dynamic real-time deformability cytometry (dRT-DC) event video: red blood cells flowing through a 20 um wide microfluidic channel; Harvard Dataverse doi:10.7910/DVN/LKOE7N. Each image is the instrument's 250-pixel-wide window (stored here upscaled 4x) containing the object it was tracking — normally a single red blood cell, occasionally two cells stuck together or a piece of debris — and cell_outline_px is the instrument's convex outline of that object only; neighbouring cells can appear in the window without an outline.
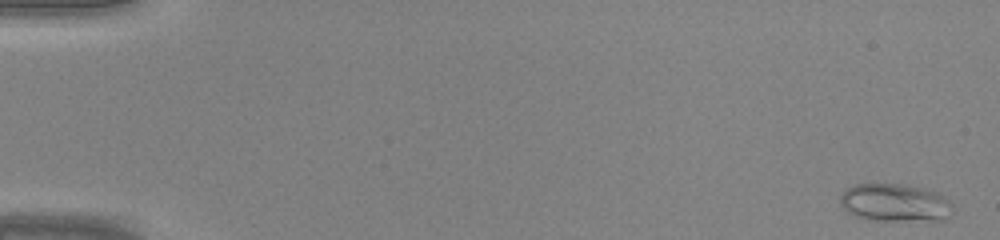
{"species": "common noctule bat (a hibernating species)", "species_latin": "Nyctalus noctula", "temperature_condition": "warm", "stored_images_in_passage": 46, "camera_frame_rate_fps": 3000, "um_per_image_px": 0.085, "animal": {"sex": "male", "body_mass_g": 20.0, "forearm_length_mm": 53.3}, "frame": {"image": 1, "passage_image": 2, "time_ms": 0.333, "image_size_px": [1000, 240], "cell_outline_px": [[952, 212], [944, 220], [872, 220], [856, 216], [848, 212], [840, 204], [840, 192], [856, 184], [908, 184], [928, 188], [944, 196], [952, 204]], "centroid_in_image_um": [76.08, 17.21], "position_along_channel_um": 8.9, "area_um2": 25.03}}
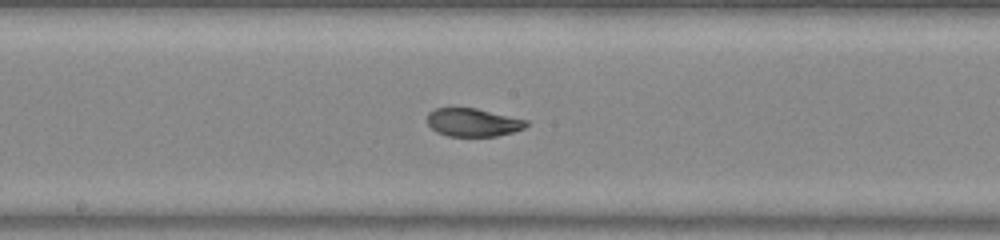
{"frame": {"image": 2, "passage_image": 26, "time_ms": 8.333, "image_size_px": [1000, 240], "cell_outline_px": [[528, 124], [524, 128], [512, 132], [496, 136], [448, 136], [436, 132], [428, 124], [428, 112], [436, 108], [476, 108], [528, 120]], "centroid_in_image_um": [40.2, 10.4], "position_along_channel_um": 208.0, "area_um2": 16.18}}
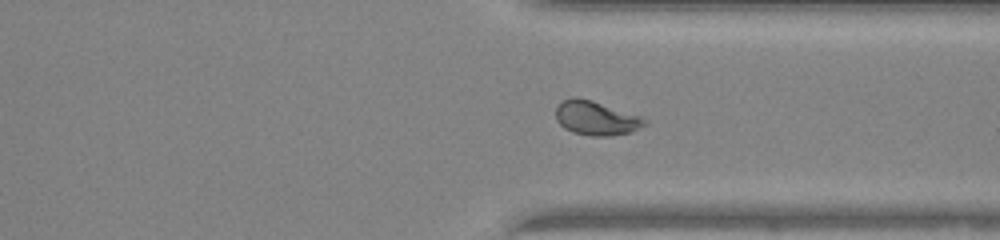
{"frame": {"image": 3, "passage_image": 36, "time_ms": 11.667, "image_size_px": [1000, 240], "cell_outline_px": [[648, 124], [632, 132], [612, 136], [592, 136], [572, 132], [564, 128], [556, 120], [556, 108], [564, 100], [576, 96], [592, 100], [640, 116], [648, 120]], "centroid_in_image_um": [50.69, 10.05], "position_along_channel_um": 360.7, "area_um2": 17.74}}